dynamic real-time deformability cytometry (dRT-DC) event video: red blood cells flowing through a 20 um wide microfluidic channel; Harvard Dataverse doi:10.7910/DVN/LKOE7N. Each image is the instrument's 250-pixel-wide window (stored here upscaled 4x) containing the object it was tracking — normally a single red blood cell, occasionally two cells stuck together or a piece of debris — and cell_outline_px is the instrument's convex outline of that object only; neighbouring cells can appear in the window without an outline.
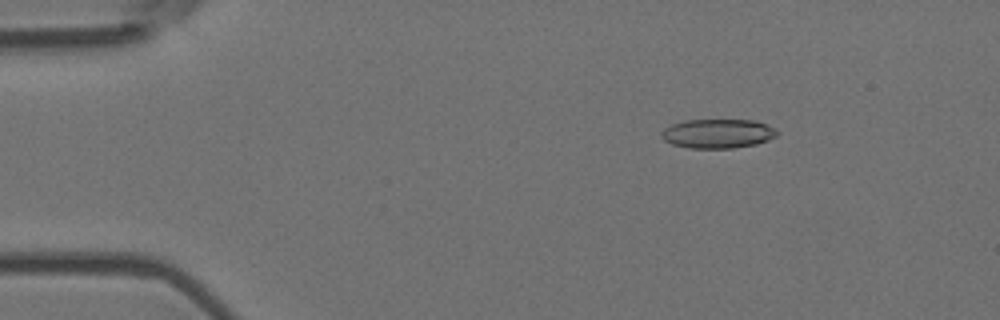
{"species": "Egyptian fruit bat (a non-hibernating species)", "species_latin": "Rousettus aegyptiacus", "temperature_condition": "room temperature", "stored_images_in_passage": 5, "camera_frame_rate_fps": 3000, "um_per_image_px": 0.085, "animal": {"sex": "female"}, "frame": {"image": 1, "passage_image": 3, "time_ms": 0.667, "image_size_px": [1000, 320], "cell_outline_px": [[780, 132], [776, 136], [768, 140], [756, 144], [732, 148], [688, 148], [672, 144], [664, 140], [660, 136], [660, 132], [664, 128], [672, 124], [684, 120], [756, 120]], "centroid_in_image_um": [60.97, 11.35], "position_along_channel_um": 24.0, "area_um2": 19.71}}